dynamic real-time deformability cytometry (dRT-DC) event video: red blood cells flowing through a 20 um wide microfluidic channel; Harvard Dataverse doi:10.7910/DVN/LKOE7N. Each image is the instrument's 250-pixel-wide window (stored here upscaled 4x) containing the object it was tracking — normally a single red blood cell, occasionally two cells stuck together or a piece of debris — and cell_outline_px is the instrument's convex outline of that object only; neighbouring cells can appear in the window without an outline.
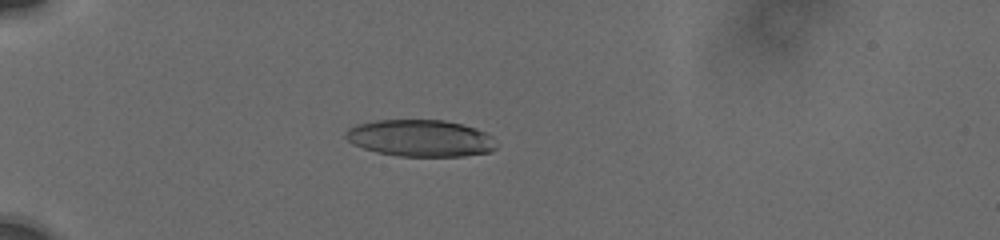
{"species": "human", "species_latin": "Homo sapiens", "temperature_condition": "cold", "stored_images_in_passage": 41, "camera_frame_rate_fps": 3000, "um_per_image_px": 0.085, "donor": {"sex": "male"}, "frame": {"image": 1, "passage_image": 12, "time_ms": 6.0, "image_size_px": [1000, 240], "cell_outline_px": [[500, 144], [492, 152], [464, 156], [400, 156], [376, 152], [352, 144], [344, 136], [344, 132], [348, 128], [356, 124], [376, 120], [444, 120], [476, 128], [492, 136]], "centroid_in_image_um": [35.76, 11.75], "position_along_channel_um": 49.2, "area_um2": 32.66}}
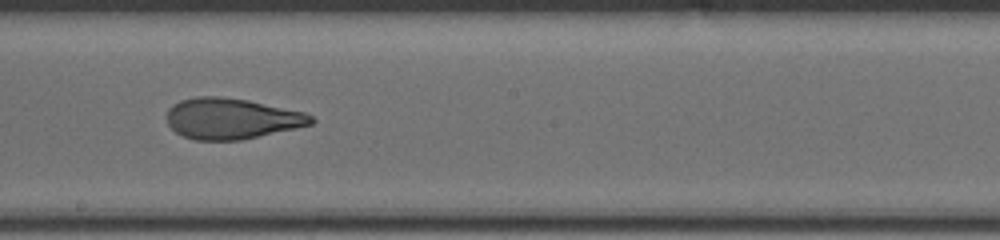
{"frame": {"image": 2, "passage_image": 25, "time_ms": 11.667, "image_size_px": [1000, 240], "cell_outline_px": [[316, 120], [312, 124], [296, 128], [240, 140], [196, 140], [184, 136], [176, 132], [168, 124], [168, 108], [180, 100], [200, 96], [216, 96], [248, 100], [304, 112], [312, 116]], "centroid_in_image_um": [19.69, 10.08], "position_along_channel_um": 228.5, "area_um2": 34.1}}
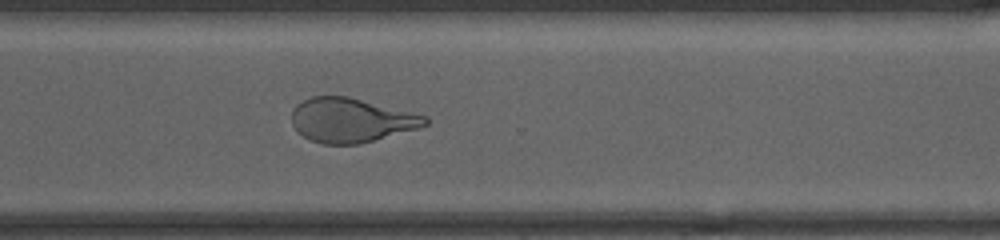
{"frame": {"image": 3, "passage_image": 39, "time_ms": 14.667, "image_size_px": [1000, 240], "cell_outline_px": [[428, 124], [420, 128], [360, 144], [324, 144], [308, 140], [296, 132], [292, 124], [292, 112], [296, 104], [312, 96], [348, 96], [428, 116]], "centroid_in_image_um": [29.84, 10.22], "position_along_channel_um": 340.8, "area_um2": 34.68}}